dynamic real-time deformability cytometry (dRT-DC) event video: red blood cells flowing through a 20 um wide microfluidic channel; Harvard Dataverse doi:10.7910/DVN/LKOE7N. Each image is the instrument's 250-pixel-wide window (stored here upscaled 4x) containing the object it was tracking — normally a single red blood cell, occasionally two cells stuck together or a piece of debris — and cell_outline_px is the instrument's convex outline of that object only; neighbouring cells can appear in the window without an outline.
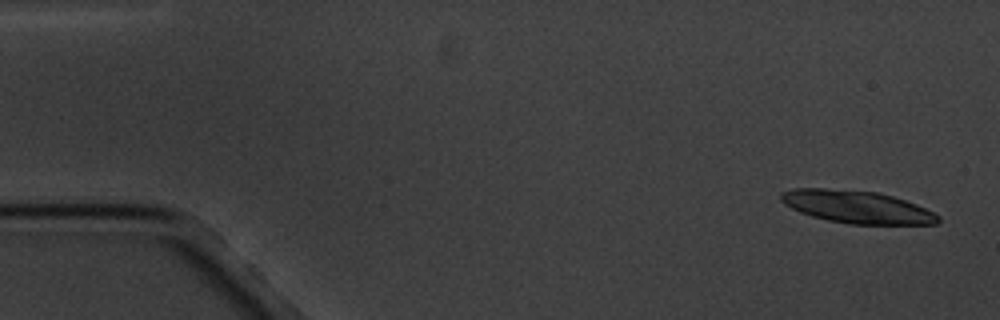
{"species": "common noctule bat (a hibernating species)", "species_latin": "Nyctalus noctula", "temperature_condition": "cold", "stored_images_in_passage": 6, "segment_of_instrument_passage": [1, 2], "camera_frame_rate_fps": 3000, "um_per_image_px": 0.085, "animal": {"sex": "male", "body_mass_g": 20.1, "forearm_length_mm": 53.5}, "frame": {"image": 1, "passage_image": 1, "time_ms": 0.0, "image_size_px": [1000, 320], "cell_outline_px": [[940, 220], [936, 224], [848, 224], [828, 220], [812, 216], [800, 212], [784, 204], [780, 200], [780, 192], [792, 188], [824, 188], [876, 192], [892, 196], [916, 204], [940, 216]], "centroid_in_image_um": [72.8, 17.58], "position_along_channel_um": 12.2, "area_um2": 29.71}}